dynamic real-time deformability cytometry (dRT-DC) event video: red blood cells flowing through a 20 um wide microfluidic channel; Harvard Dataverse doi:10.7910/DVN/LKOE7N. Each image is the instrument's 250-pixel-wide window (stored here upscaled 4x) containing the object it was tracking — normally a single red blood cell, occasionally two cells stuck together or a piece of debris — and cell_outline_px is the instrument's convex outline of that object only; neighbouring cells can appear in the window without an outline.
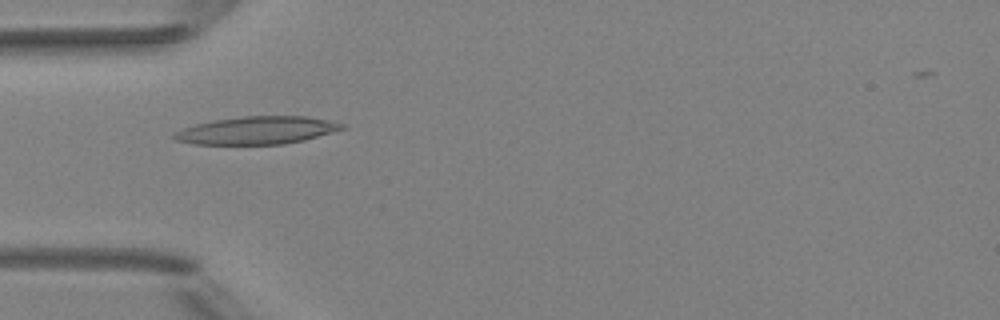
{"species": "Egyptian fruit bat (a non-hibernating species)", "species_latin": "Rousettus aegyptiacus", "temperature_condition": "room temperature", "stored_images_in_passage": 7, "camera_frame_rate_fps": 3000, "um_per_image_px": 0.085, "animal": {"sex": "female"}, "frame": {"image": 1, "passage_image": 5, "time_ms": 4.667, "image_size_px": [1000, 320], "cell_outline_px": [[344, 128], [332, 132], [304, 140], [284, 144], [192, 144], [176, 140], [172, 136], [176, 132], [184, 128], [196, 124], [212, 120], [244, 116], [308, 116], [328, 120], [344, 124]], "centroid_in_image_um": [21.84, 11.08], "position_along_channel_um": 63.2, "area_um2": 26.93}}
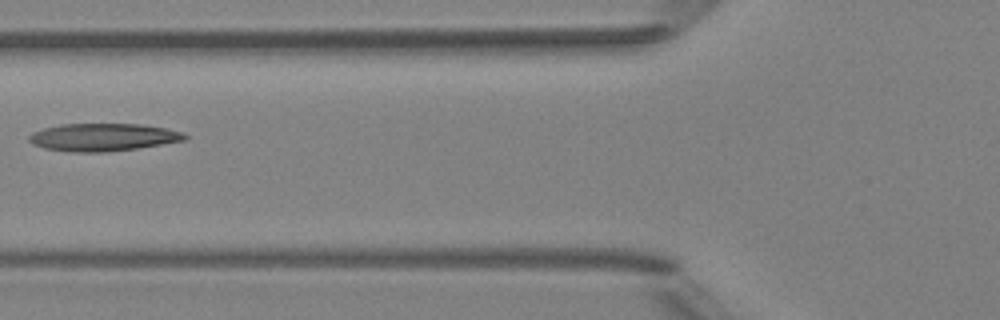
{"frame": {"image": 2, "passage_image": 6, "time_ms": 6.0, "image_size_px": [1000, 320], "cell_outline_px": [[188, 140], [136, 148], [108, 152], [72, 152], [44, 148], [32, 144], [28, 140], [28, 136], [32, 132], [44, 128], [60, 124], [144, 124], [168, 128], [184, 132], [188, 136]], "centroid_in_image_um": [8.79, 11.66], "position_along_channel_um": 117.0, "area_um2": 25.37}}
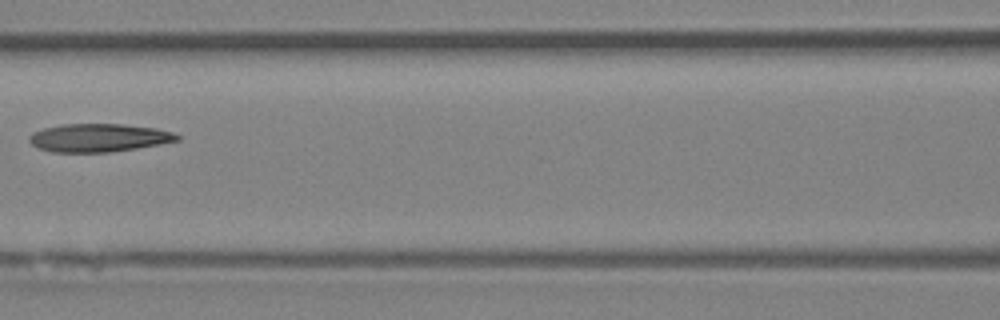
{"frame": {"image": 3, "passage_image": 7, "time_ms": 7.0, "image_size_px": [1000, 320], "cell_outline_px": [[180, 140], [160, 144], [136, 148], [108, 152], [52, 152], [40, 148], [32, 144], [28, 140], [28, 136], [32, 132], [44, 128], [60, 124], [120, 124], [156, 128], [172, 132], [180, 136]], "centroid_in_image_um": [8.37, 11.7], "position_along_channel_um": 158.2, "area_um2": 24.22}}